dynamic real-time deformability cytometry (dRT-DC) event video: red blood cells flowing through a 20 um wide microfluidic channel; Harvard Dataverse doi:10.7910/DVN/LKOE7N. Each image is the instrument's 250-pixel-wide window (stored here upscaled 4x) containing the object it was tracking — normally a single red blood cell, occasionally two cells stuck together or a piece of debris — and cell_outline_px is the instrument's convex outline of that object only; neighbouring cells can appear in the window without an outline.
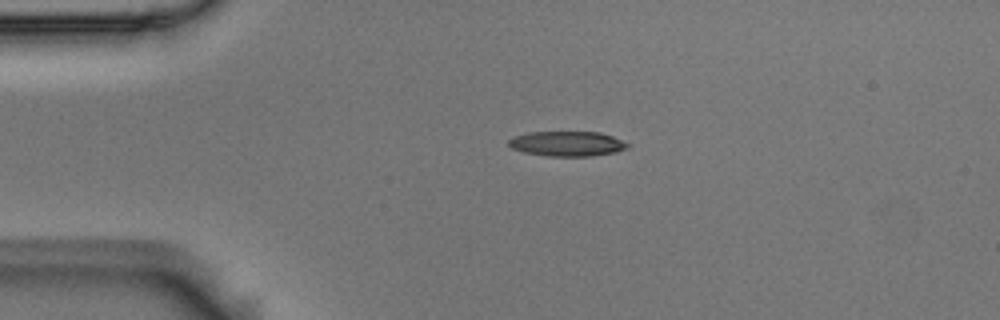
{"species": "Egyptian fruit bat (a non-hibernating species)", "species_latin": "Rousettus aegyptiacus", "temperature_condition": "room temperature", "stored_images_in_passage": 6, "camera_frame_rate_fps": 3000, "um_per_image_px": 0.085, "animal": {"sex": "male"}, "frame": {"image": 1, "passage_image": 4, "time_ms": 1.0, "image_size_px": [1000, 320], "cell_outline_px": [[632, 144], [628, 148], [616, 152], [592, 156], [548, 156], [524, 152], [512, 148], [508, 144], [508, 140], [516, 136], [528, 132], [600, 132], [612, 136]], "centroid_in_image_um": [48.26, 12.22], "position_along_channel_um": 36.7, "area_um2": 17.34}}
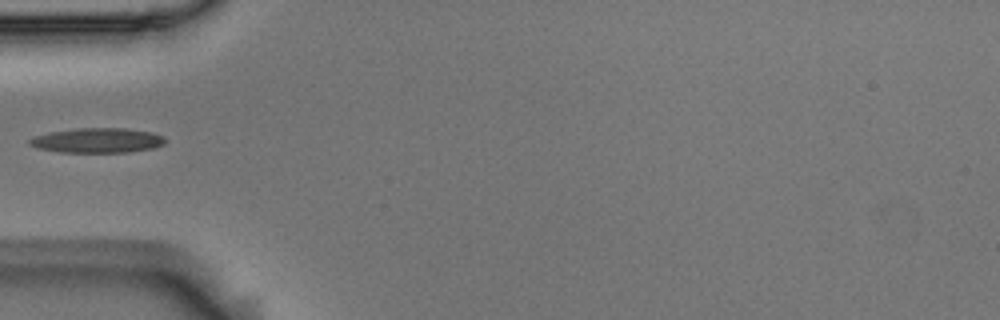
{"frame": {"image": 2, "passage_image": 5, "time_ms": 1.333, "image_size_px": [1000, 320], "cell_outline_px": [[164, 144], [152, 148], [128, 152], [60, 152], [40, 148], [28, 144], [28, 140], [32, 136], [48, 132], [76, 128], [124, 128], [152, 132], [164, 136]], "centroid_in_image_um": [8.25, 11.92], "position_along_channel_um": 76.8, "area_um2": 19.59}}
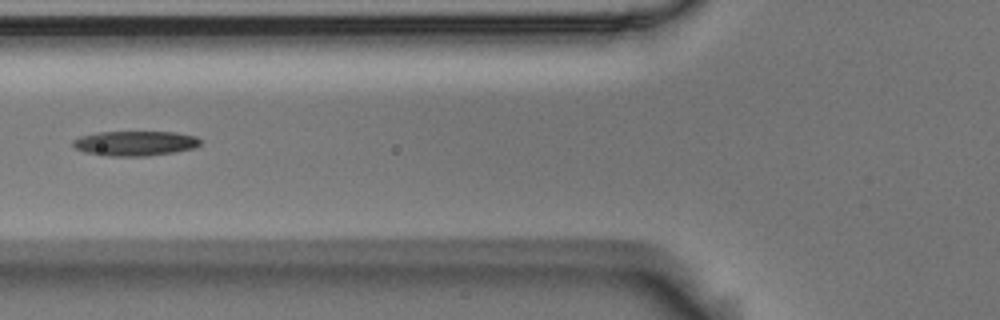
{"frame": {"image": 3, "passage_image": 6, "time_ms": 1.667, "image_size_px": [1000, 320], "cell_outline_px": [[200, 144], [196, 148], [176, 152], [148, 156], [108, 156], [84, 152], [76, 148], [72, 144], [72, 140], [80, 136], [100, 132], [176, 132], [196, 136], [200, 140]], "centroid_in_image_um": [11.5, 12.18], "position_along_channel_um": 114.3, "area_um2": 18.55}}